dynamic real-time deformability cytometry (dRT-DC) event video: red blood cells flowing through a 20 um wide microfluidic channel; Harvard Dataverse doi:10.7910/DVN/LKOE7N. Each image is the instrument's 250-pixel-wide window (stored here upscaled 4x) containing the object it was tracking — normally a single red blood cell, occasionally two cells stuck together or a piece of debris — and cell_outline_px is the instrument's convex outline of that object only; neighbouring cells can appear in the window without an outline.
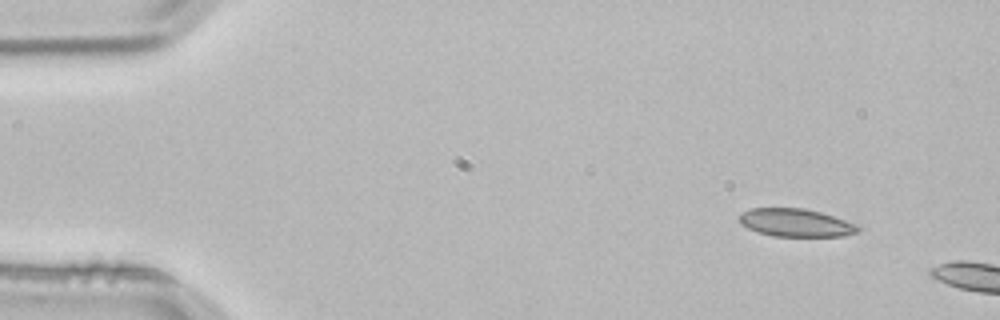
{"species": "common noctule bat (a hibernating species)", "species_latin": "Nyctalus noctula", "temperature_condition": "room temperature", "stored_images_in_passage": 3, "camera_frame_rate_fps": 3000, "um_per_image_px": 0.085, "animal": {"sex": "male", "body_mass_g": 21.5, "forearm_length_mm": 52.0}, "frame": {"image": 1, "passage_image": 1, "time_ms": 0.0, "image_size_px": [1000, 320], "cell_outline_px": [[860, 228], [856, 232], [844, 236], [772, 236], [748, 228], [740, 224], [740, 212], [752, 208], [804, 208], [820, 212], [860, 224]], "centroid_in_image_um": [67.66, 18.92], "position_along_channel_um": 17.3, "area_um2": 19.36}}